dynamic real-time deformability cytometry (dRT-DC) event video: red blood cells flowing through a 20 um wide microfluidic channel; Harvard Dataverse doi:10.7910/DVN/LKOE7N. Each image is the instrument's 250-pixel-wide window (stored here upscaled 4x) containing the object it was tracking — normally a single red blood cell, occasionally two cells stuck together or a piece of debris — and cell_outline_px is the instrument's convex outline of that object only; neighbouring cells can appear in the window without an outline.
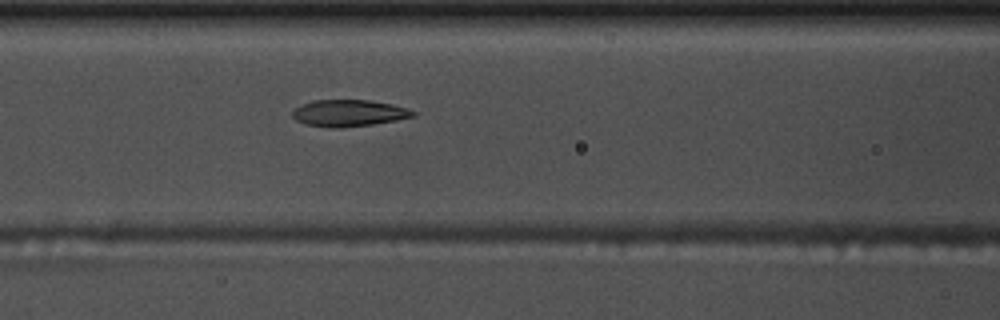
{"species": "common noctule bat (a hibernating species)", "species_latin": "Nyctalus noctula", "temperature_condition": "warm", "stored_images_in_passage": 39, "camera_frame_rate_fps": 3000, "um_per_image_px": 0.085, "animal": {"sex": "male", "body_mass_g": 17.5, "forearm_length_mm": 52.3}, "frame": {"image": 1, "passage_image": 7, "time_ms": 2.0, "image_size_px": [1000, 320], "cell_outline_px": [[416, 116], [396, 120], [372, 124], [340, 128], [332, 128], [304, 124], [296, 120], [292, 116], [292, 112], [300, 104], [312, 100], [368, 100], [392, 104], [416, 112]], "centroid_in_image_um": [29.61, 9.61], "position_along_channel_um": 137.0, "area_um2": 18.73}}
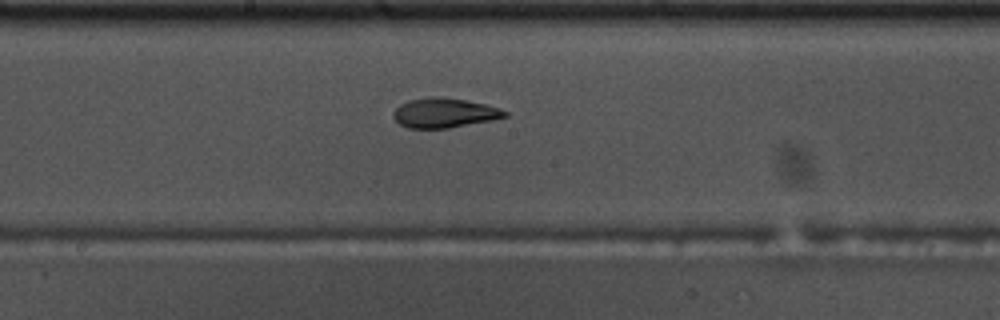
{"frame": {"image": 2, "passage_image": 13, "time_ms": 4.0, "image_size_px": [1000, 320], "cell_outline_px": [[508, 116], [492, 120], [448, 128], [408, 128], [400, 124], [392, 116], [392, 112], [400, 104], [408, 100], [432, 96], [440, 96], [488, 104], [500, 108], [508, 112]], "centroid_in_image_um": [37.77, 9.59], "position_along_channel_um": 210.4, "area_um2": 19.36}}
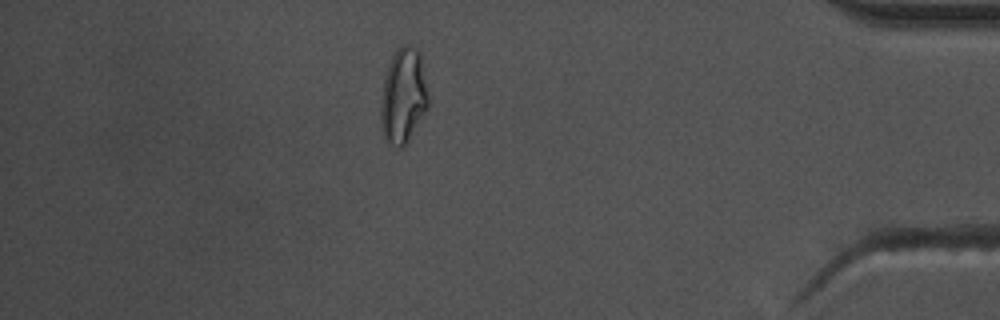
{"frame": {"image": 3, "passage_image": 32, "time_ms": 10.333, "image_size_px": [1000, 320], "cell_outline_px": [[428, 108], [408, 140], [400, 148], [396, 148], [388, 144], [384, 140], [380, 128], [380, 100], [384, 76], [388, 64], [396, 48], [404, 44], [408, 44], [416, 48], [420, 52], [428, 96]], "centroid_in_image_um": [34.24, 8.16], "position_along_channel_um": 401.0, "area_um2": 26.82}, "authors_computed_cell_mechanics": {"area_um2": 19.1896, "velocity_mm_per_s": 3.6938, "shape_relaxation_time_tau1_ms": 6.3226, "shape_relaxation_time_tau2_ms": 2.1446, "deformation_change_tau1": 0.2047, "deformation_change_tau2": 0.0875}}